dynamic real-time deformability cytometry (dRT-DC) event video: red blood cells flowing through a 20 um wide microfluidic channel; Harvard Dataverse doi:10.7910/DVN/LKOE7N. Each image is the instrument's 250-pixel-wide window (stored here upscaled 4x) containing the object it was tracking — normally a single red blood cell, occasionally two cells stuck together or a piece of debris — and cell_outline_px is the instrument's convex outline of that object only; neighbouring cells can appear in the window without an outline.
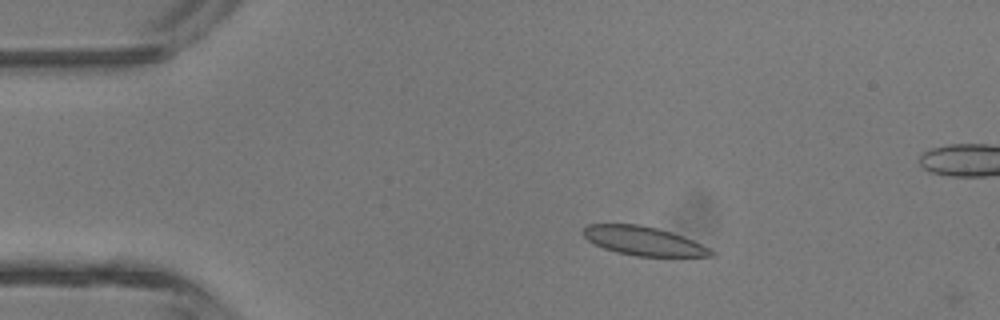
{"species": "common noctule bat (a hibernating species)", "species_latin": "Nyctalus noctula", "temperature_condition": "room temperature", "stored_images_in_passage": 4, "camera_frame_rate_fps": 3000, "um_per_image_px": 0.085, "animal": {"sex": "male", "body_mass_g": 13.3}, "frame": {"image": 1, "passage_image": 3, "time_ms": 2.333, "image_size_px": [1000, 320], "cell_outline_px": [[716, 256], [636, 256], [616, 252], [604, 248], [588, 240], [580, 232], [588, 224], [640, 224], [672, 232], [684, 236], [716, 252]], "centroid_in_image_um": [54.69, 20.47], "position_along_channel_um": 30.3, "area_um2": 21.44}}